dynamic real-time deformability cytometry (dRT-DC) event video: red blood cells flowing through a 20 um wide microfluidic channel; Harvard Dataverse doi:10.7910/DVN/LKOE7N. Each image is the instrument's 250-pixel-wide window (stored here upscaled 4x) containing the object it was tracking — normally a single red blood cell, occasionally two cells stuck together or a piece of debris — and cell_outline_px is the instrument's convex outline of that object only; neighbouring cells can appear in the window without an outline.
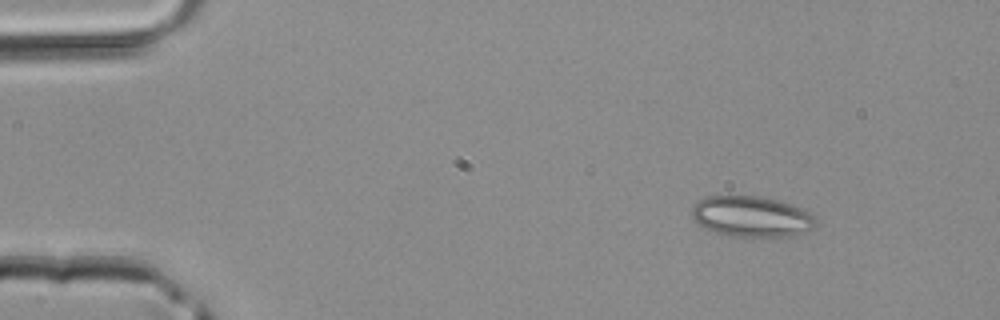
{"species": "common noctule bat (a hibernating species)", "species_latin": "Nyctalus noctula", "temperature_condition": "room temperature", "stored_images_in_passage": 3, "camera_frame_rate_fps": 3000, "um_per_image_px": 0.085, "animal": {"sex": "male", "body_mass_g": 20.4}, "frame": {"image": 1, "passage_image": 1, "time_ms": 0.0, "image_size_px": [1000, 320], "cell_outline_px": [[816, 228], [808, 232], [792, 236], [732, 236], [716, 232], [704, 228], [692, 220], [692, 204], [708, 196], [760, 196], [792, 204], [816, 216]], "centroid_in_image_um": [63.9, 18.41], "position_along_channel_um": 21.1, "area_um2": 29.65}}
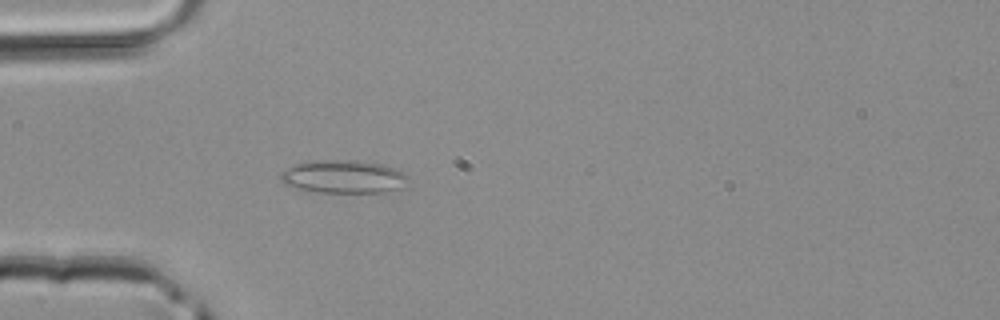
{"frame": {"image": 2, "passage_image": 3, "time_ms": 0.667, "image_size_px": [1000, 320], "cell_outline_px": [[408, 188], [384, 192], [320, 192], [296, 188], [284, 184], [280, 176], [280, 172], [284, 168], [308, 160], [356, 160], [384, 164], [396, 168], [404, 172], [408, 176]], "centroid_in_image_um": [29.25, 15.01], "position_along_channel_um": 55.7, "area_um2": 25.14}}